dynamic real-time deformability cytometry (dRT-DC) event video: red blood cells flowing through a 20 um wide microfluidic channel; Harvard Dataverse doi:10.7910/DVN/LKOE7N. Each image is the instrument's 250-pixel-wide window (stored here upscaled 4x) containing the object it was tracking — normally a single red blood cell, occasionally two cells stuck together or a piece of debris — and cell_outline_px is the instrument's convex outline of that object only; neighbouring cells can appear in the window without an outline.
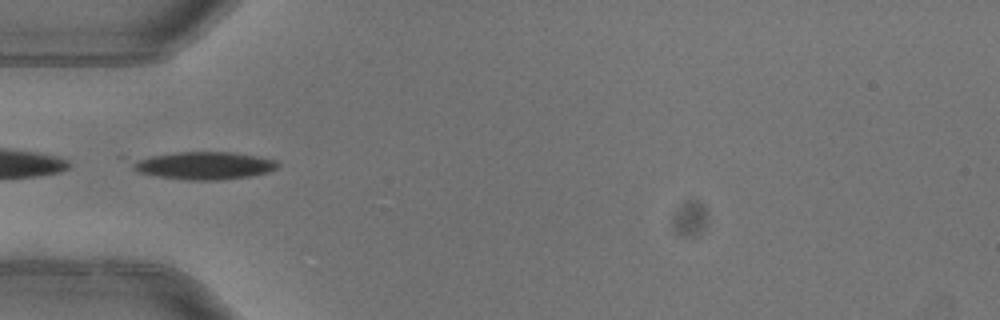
{"species": "common noctule bat (a hibernating species)", "species_latin": "Nyctalus noctula", "temperature_condition": "warm", "stored_images_in_passage": 4, "camera_frame_rate_fps": 3000, "um_per_image_px": 0.085, "animal": {"sex": "female"}, "frame": {"image": 1, "passage_image": 4, "time_ms": 1.0, "image_size_px": [1000, 320], "cell_outline_px": [[280, 164], [276, 168], [268, 172], [248, 176], [220, 180], [188, 180], [156, 176], [140, 172], [132, 168], [120, 156], [176, 152], [232, 152], [256, 156], [276, 160]], "centroid_in_image_um": [17.06, 14.03], "position_along_channel_um": 67.9, "area_um2": 24.51}}